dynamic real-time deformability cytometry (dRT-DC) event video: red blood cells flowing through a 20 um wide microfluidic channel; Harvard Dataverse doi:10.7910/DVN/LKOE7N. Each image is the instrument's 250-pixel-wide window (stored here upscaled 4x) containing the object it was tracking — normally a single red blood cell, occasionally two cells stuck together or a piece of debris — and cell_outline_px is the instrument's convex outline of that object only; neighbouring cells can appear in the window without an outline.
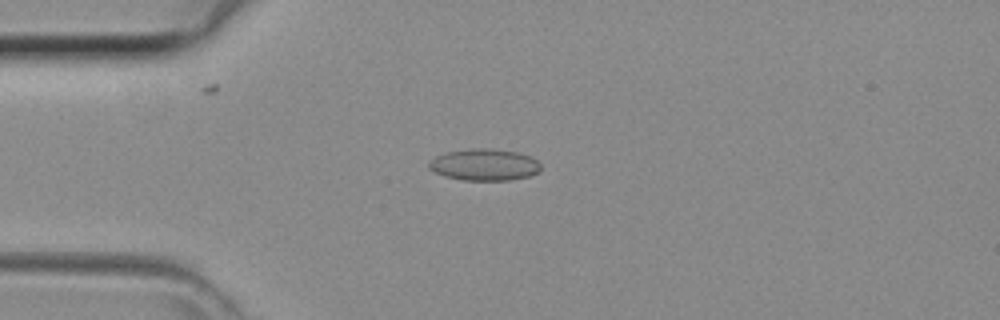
{"species": "common noctule bat (a hibernating species)", "species_latin": "Nyctalus noctula", "temperature_condition": "room temperature", "stored_images_in_passage": 33, "camera_frame_rate_fps": 3000, "um_per_image_px": 0.085, "animal": {"sex": "female", "body_mass_g": 29.2, "forearm_length_mm": 56.3}, "frame": {"image": 1, "passage_image": 1, "time_ms": 0.0, "image_size_px": [1000, 320], "cell_outline_px": [[540, 172], [528, 176], [512, 180], [464, 180], [444, 176], [428, 168], [428, 164], [436, 156], [444, 152], [472, 148], [492, 148], [516, 152], [532, 156], [540, 164]], "centroid_in_image_um": [41.19, 13.99], "position_along_channel_um": 43.8, "area_um2": 20.75}}
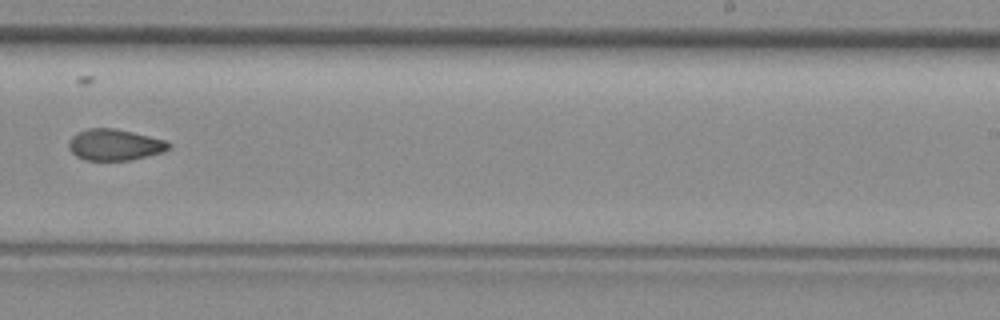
{"frame": {"image": 2, "passage_image": 17, "time_ms": 5.333, "image_size_px": [1000, 320], "cell_outline_px": [[172, 144], [168, 148], [160, 152], [132, 160], [84, 160], [76, 156], [68, 148], [68, 140], [76, 132], [88, 128], [112, 128], [132, 132], [164, 140]], "centroid_in_image_um": [9.68, 12.3], "position_along_channel_um": 279.3, "area_um2": 18.09}}
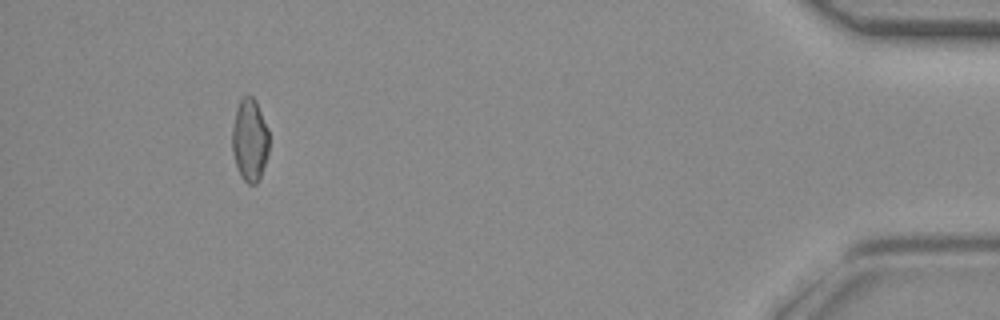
{"frame": {"image": 3, "passage_image": 30, "time_ms": 9.667, "image_size_px": [1000, 320], "cell_outline_px": [[268, 152], [260, 176], [256, 184], [248, 184], [244, 180], [236, 164], [232, 152], [232, 128], [236, 108], [240, 100], [244, 96], [252, 96], [256, 100], [268, 128]], "centroid_in_image_um": [21.22, 11.86], "position_along_channel_um": 414.0, "area_um2": 17.57}}